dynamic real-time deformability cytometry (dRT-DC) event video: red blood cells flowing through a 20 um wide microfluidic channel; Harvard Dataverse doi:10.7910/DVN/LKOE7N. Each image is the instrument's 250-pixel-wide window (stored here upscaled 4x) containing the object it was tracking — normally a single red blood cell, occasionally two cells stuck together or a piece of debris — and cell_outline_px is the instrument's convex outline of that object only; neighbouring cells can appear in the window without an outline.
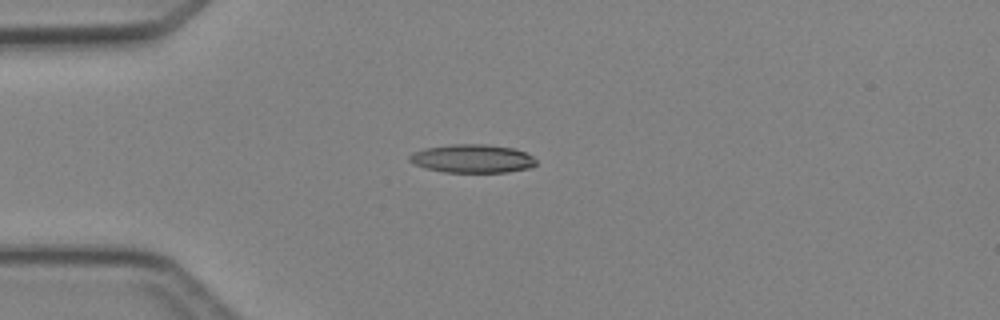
{"species": "Egyptian fruit bat (a non-hibernating species)", "species_latin": "Rousettus aegyptiacus", "temperature_condition": "cold", "stored_images_in_passage": 1, "camera_frame_rate_fps": 3000, "um_per_image_px": 0.085, "animal": {"sex": "female"}, "frame": {"image": 1, "passage_image": 1, "time_ms": 0.0, "image_size_px": [1000, 320], "cell_outline_px": [[536, 164], [532, 168], [508, 172], [444, 172], [424, 168], [408, 160], [408, 156], [412, 152], [424, 148], [452, 144], [484, 144], [512, 148], [524, 152], [532, 156], [536, 160]], "centroid_in_image_um": [40.14, 13.48], "position_along_channel_um": 44.9, "area_um2": 21.04}}